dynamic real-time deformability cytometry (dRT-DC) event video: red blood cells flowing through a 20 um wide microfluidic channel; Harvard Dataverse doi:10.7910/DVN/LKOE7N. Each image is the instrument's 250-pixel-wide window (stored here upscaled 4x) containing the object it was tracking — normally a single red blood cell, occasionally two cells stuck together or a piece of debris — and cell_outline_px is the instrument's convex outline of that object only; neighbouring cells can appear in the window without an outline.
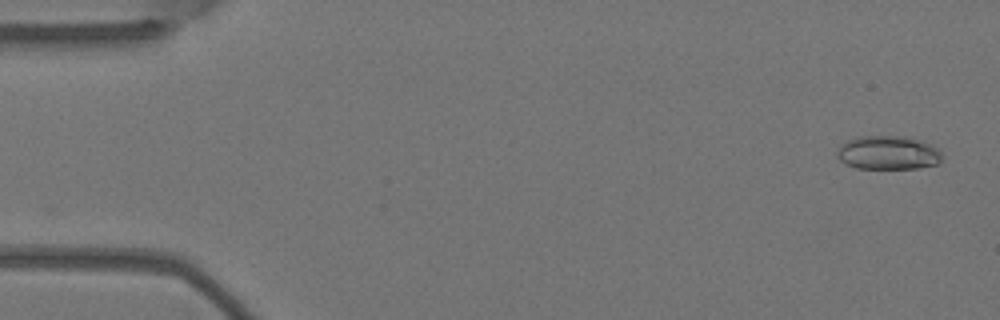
{"species": "Egyptian fruit bat (a non-hibernating species)", "species_latin": "Rousettus aegyptiacus", "temperature_condition": "warm", "stored_images_in_passage": 5, "camera_frame_rate_fps": 3000, "um_per_image_px": 0.085, "animal": {"sex": "female"}, "frame": {"image": 1, "passage_image": 1, "time_ms": 0.0, "image_size_px": [1000, 320], "cell_outline_px": [[940, 160], [936, 164], [920, 168], [856, 168], [840, 160], [836, 156], [836, 152], [840, 144], [848, 140], [860, 136], [908, 136], [924, 140], [940, 148]], "centroid_in_image_um": [75.5, 12.96], "position_along_channel_um": 9.5, "area_um2": 20.87}}